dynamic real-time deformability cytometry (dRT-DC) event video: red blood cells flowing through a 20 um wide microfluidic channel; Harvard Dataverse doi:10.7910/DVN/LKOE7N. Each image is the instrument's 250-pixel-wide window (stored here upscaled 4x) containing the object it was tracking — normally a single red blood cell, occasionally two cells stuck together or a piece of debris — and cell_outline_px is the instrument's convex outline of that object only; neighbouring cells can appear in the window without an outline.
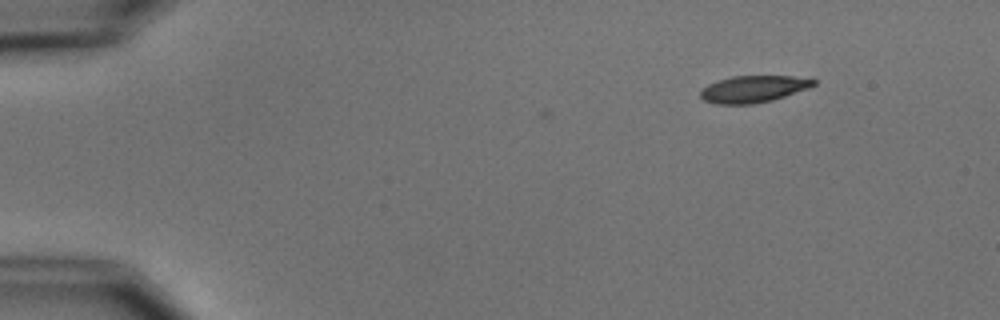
{"species": "common noctule bat (a hibernating species)", "species_latin": "Nyctalus noctula", "temperature_condition": "cold", "stored_images_in_passage": 3, "camera_frame_rate_fps": 3000, "um_per_image_px": 0.085, "animal": {"sex": "male", "body_mass_g": 15.6}, "frame": {"image": 1, "passage_image": 3, "time_ms": 2.333, "image_size_px": [1000, 320], "cell_outline_px": [[816, 84], [808, 88], [772, 100], [752, 104], [716, 104], [704, 100], [700, 96], [700, 92], [708, 84], [732, 76], [792, 76], [816, 80]], "centroid_in_image_um": [64.03, 7.57], "position_along_channel_um": 21.0, "area_um2": 17.46}}